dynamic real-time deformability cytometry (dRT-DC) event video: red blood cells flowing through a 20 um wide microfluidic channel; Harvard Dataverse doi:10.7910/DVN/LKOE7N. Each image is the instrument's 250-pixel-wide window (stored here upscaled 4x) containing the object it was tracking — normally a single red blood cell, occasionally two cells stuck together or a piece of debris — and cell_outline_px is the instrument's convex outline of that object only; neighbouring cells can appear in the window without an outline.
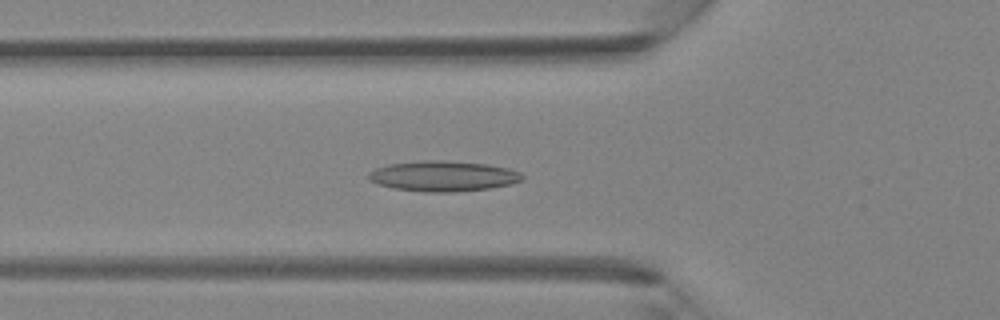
{"species": "Egyptian fruit bat (a non-hibernating species)", "species_latin": "Rousettus aegyptiacus", "temperature_condition": "room temperature", "stored_images_in_passage": 44, "camera_frame_rate_fps": 3000, "um_per_image_px": 0.085, "animal": {"sex": "female"}, "frame": {"image": 1, "passage_image": 16, "time_ms": 5.0, "image_size_px": [1000, 320], "cell_outline_px": [[524, 180], [508, 184], [488, 188], [456, 192], [424, 192], [396, 188], [376, 184], [368, 180], [368, 172], [376, 168], [388, 164], [424, 160], [444, 160], [488, 164], [508, 168], [520, 172], [524, 176]], "centroid_in_image_um": [37.65, 14.96], "position_along_channel_um": 88.1, "area_um2": 27.34}}
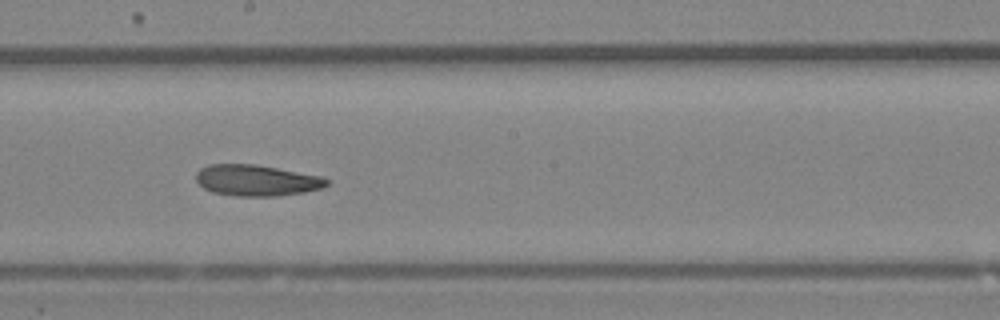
{"frame": {"image": 2, "passage_image": 25, "time_ms": 8.0, "image_size_px": [1000, 320], "cell_outline_px": [[328, 184], [324, 188], [304, 192], [276, 196], [236, 196], [212, 192], [204, 188], [196, 180], [196, 172], [200, 168], [208, 164], [256, 164], [320, 176], [328, 180]], "centroid_in_image_um": [21.79, 15.33], "position_along_channel_um": 226.4, "area_um2": 23.7}}
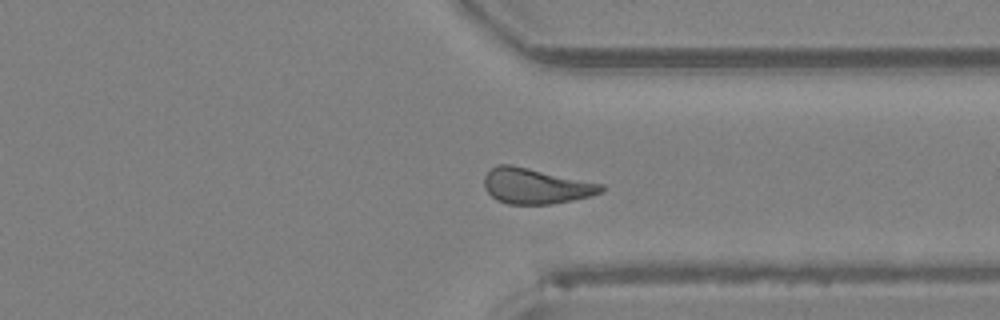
{"frame": {"image": 3, "passage_image": 34, "time_ms": 11.0, "image_size_px": [1000, 320], "cell_outline_px": [[604, 188], [600, 192], [592, 196], [552, 204], [508, 204], [496, 200], [484, 188], [484, 176], [488, 168], [496, 164], [512, 164], [604, 184]], "centroid_in_image_um": [45.5, 15.8], "position_along_channel_um": 365.9, "area_um2": 24.51}}